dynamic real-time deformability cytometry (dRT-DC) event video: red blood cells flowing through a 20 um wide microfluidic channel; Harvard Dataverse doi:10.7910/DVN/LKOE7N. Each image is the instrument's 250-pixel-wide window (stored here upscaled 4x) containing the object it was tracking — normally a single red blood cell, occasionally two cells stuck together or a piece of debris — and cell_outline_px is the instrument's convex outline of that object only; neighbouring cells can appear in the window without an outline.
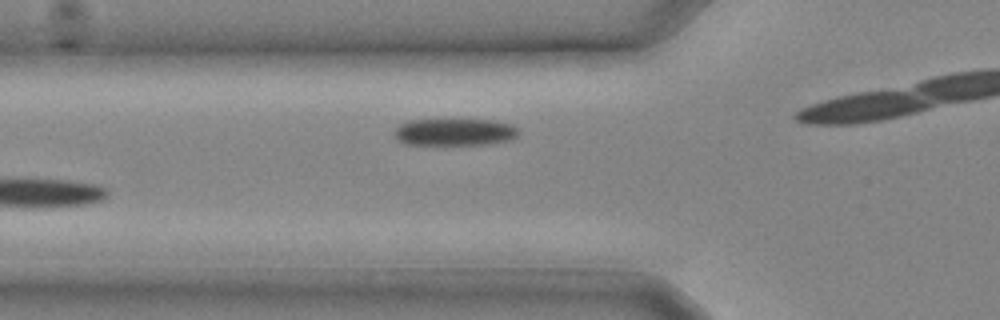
{"species": "common noctule bat (a hibernating species)", "species_latin": "Nyctalus noctula", "temperature_condition": "cold", "stored_images_in_passage": 4, "camera_frame_rate_fps": 3000, "um_per_image_px": 0.085, "animal": {"sex": "male", "body_mass_g": 20.4}, "frame": {"image": 1, "passage_image": 4, "time_ms": 1.0, "image_size_px": [1000, 320], "cell_outline_px": [[516, 136], [508, 140], [492, 144], [404, 144], [396, 140], [396, 128], [400, 124], [408, 120], [492, 120], [512, 124], [516, 128]], "centroid_in_image_um": [38.62, 11.22], "position_along_channel_um": 87.2, "area_um2": 19.36}}